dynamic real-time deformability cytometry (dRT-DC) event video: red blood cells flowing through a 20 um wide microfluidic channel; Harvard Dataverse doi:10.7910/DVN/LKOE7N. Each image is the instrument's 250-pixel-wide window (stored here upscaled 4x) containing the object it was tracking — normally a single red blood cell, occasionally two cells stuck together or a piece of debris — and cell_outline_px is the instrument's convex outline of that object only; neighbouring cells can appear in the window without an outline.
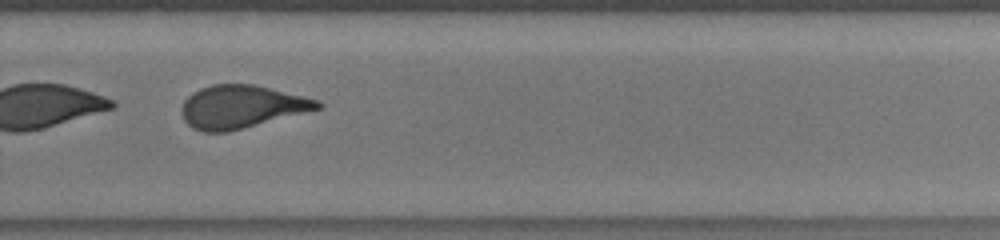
{"species": "human", "species_latin": "Homo sapiens", "temperature_condition": "room temperature", "stored_images_in_passage": 53, "segment_of_instrument_passage": [2, 2], "camera_frame_rate_fps": 3000, "um_per_image_px": 0.085, "donor": {"sex": "male"}, "frame": {"image": 1, "passage_image": 40, "time_ms": 13.0, "image_size_px": [1000, 240], "cell_outline_px": [[324, 108], [228, 132], [204, 132], [192, 128], [184, 120], [180, 112], [180, 108], [184, 100], [192, 92], [200, 88], [212, 84], [252, 84], [304, 96], [320, 100], [324, 104]], "centroid_in_image_um": [20.53, 9.08], "position_along_channel_um": 309.3, "area_um2": 34.33}}